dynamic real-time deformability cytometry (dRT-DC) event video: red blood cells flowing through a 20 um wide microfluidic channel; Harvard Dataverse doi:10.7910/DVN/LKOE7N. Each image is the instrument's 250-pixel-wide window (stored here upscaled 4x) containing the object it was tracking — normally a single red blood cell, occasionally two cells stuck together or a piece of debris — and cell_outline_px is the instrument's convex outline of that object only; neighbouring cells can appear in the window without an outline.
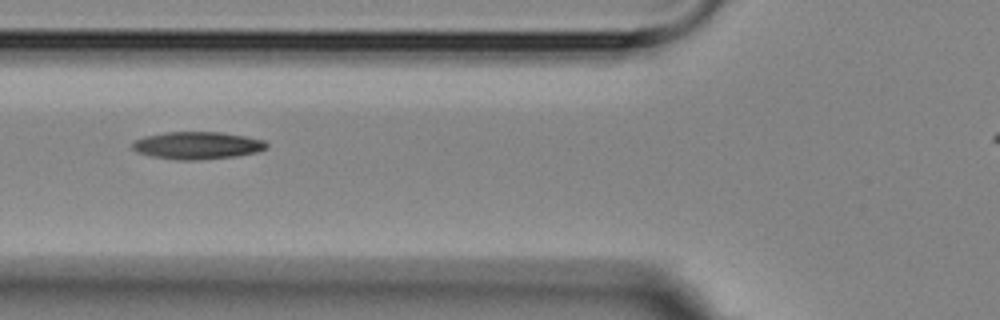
{"species": "Egyptian fruit bat (a non-hibernating species)", "species_latin": "Rousettus aegyptiacus", "temperature_condition": "room temperature", "stored_images_in_passage": 8, "camera_frame_rate_fps": 3000, "um_per_image_px": 0.085, "animal": {"sex": "female"}, "frame": {"image": 1, "passage_image": 6, "time_ms": 6.333, "image_size_px": [1000, 320], "cell_outline_px": [[268, 148], [256, 152], [236, 156], [200, 160], [176, 160], [152, 156], [136, 152], [132, 148], [132, 144], [136, 140], [144, 136], [164, 132], [220, 132], [248, 136], [264, 140], [268, 144]], "centroid_in_image_um": [16.78, 12.36], "position_along_channel_um": 109.0, "area_um2": 21.62}}
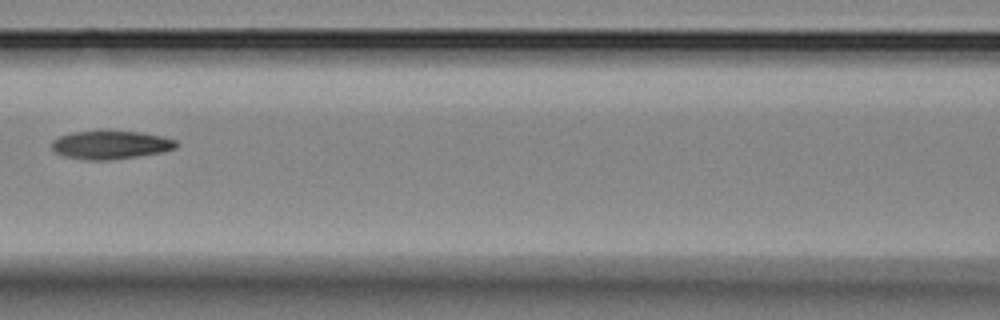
{"frame": {"image": 2, "passage_image": 7, "time_ms": 7.667, "image_size_px": [1000, 320], "cell_outline_px": [[180, 144], [176, 148], [164, 152], [112, 160], [84, 160], [64, 156], [56, 152], [52, 148], [52, 140], [60, 136], [72, 132], [104, 128], [140, 132], [160, 136], [176, 140]], "centroid_in_image_um": [9.41, 12.28], "position_along_channel_um": 157.2, "area_um2": 21.39}}
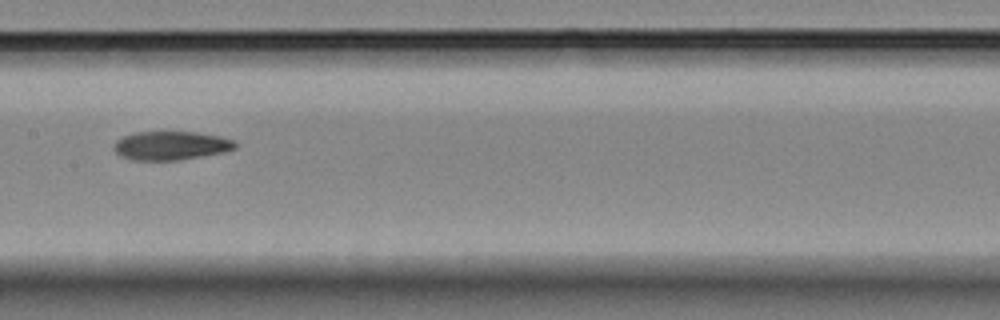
{"frame": {"image": 3, "passage_image": 8, "time_ms": 8.667, "image_size_px": [1000, 320], "cell_outline_px": [[236, 148], [224, 152], [180, 160], [132, 160], [120, 156], [112, 148], [112, 144], [116, 140], [124, 136], [136, 132], [196, 132], [220, 136], [236, 140]], "centroid_in_image_um": [14.52, 12.38], "position_along_channel_um": 192.9, "area_um2": 20.46}}